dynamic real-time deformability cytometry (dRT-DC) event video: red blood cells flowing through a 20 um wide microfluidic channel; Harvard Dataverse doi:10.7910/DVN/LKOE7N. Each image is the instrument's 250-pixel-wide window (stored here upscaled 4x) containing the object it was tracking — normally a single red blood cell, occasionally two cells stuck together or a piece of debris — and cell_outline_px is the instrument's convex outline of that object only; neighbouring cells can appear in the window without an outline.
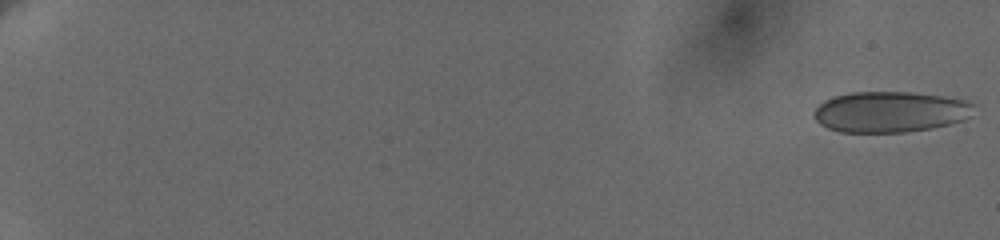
{"species": "human", "species_latin": "Homo sapiens", "temperature_condition": "cold", "stored_images_in_passage": 59, "camera_frame_rate_fps": 3000, "um_per_image_px": 0.085, "donor": {"sex": "female"}, "frame": {"image": 1, "passage_image": 1, "time_ms": 0.0, "image_size_px": [1000, 240], "cell_outline_px": [[972, 104], [968, 116], [964, 120], [932, 128], [904, 132], [840, 132], [828, 128], [820, 124], [816, 120], [816, 108], [824, 100], [836, 96], [852, 92], [908, 92], [944, 96], [964, 100]], "centroid_in_image_um": [75.64, 9.51], "position_along_channel_um": 9.4, "area_um2": 37.57}}
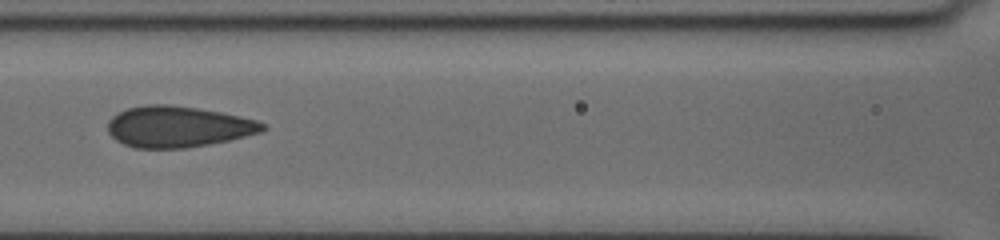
{"frame": {"image": 2, "passage_image": 31, "time_ms": 10.0, "image_size_px": [1000, 240], "cell_outline_px": [[268, 128], [260, 132], [228, 140], [208, 144], [184, 148], [136, 148], [124, 144], [116, 140], [108, 132], [108, 120], [112, 116], [128, 108], [148, 104], [168, 104], [196, 108], [220, 112], [256, 120], [264, 124]], "centroid_in_image_um": [15.1, 10.77], "position_along_channel_um": 151.5, "area_um2": 36.76}}
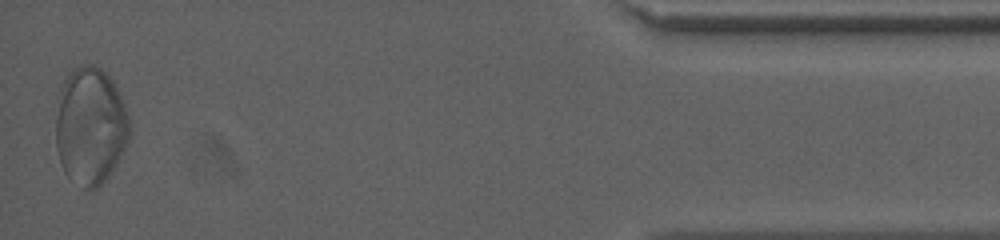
{"frame": {"image": 3, "passage_image": 59, "time_ms": 19.333, "image_size_px": [1000, 240], "cell_outline_px": [[132, 128], [128, 140], [112, 172], [96, 188], [84, 188], [68, 176], [64, 172], [56, 148], [56, 96], [68, 72], [72, 68], [80, 64], [92, 64], [100, 68], [112, 80], [120, 96], [128, 116]], "centroid_in_image_um": [7.65, 10.66], "position_along_channel_um": 427.5, "area_um2": 50.69}, "authors_computed_cell_mechanics": {"area_um2": 37.57, "velocity_mm_per_s": 3.6243, "shape_relaxation_time_tau1_ms": 8.5627, "shape_relaxation_time_tau2_ms": 0.5343, "deformation_change_tau1": 0.1565, "deformation_change_tau2": 0.0554}}